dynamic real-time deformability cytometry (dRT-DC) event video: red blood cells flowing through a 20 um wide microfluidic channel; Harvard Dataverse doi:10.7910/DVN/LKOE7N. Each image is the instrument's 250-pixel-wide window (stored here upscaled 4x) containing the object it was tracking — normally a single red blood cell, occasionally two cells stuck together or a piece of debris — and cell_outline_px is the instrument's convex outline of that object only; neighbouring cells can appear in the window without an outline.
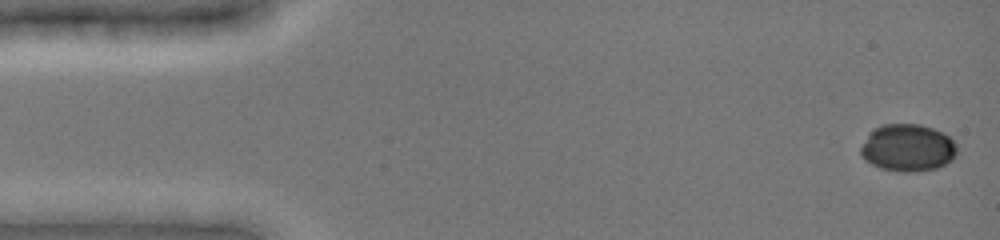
{"species": "common noctule bat (a hibernating species)", "species_latin": "Nyctalus noctula", "temperature_condition": "cold", "stored_images_in_passage": 31, "camera_frame_rate_fps": 3000, "um_per_image_px": 0.085, "animal": {"sex": "female", "body_mass_g": 19.0, "forearm_length_mm": 51.5}, "frame": {"image": 1, "passage_image": 2, "time_ms": 0.333, "image_size_px": [1000, 240], "cell_outline_px": [[956, 156], [952, 160], [936, 168], [912, 172], [904, 172], [880, 168], [864, 160], [860, 156], [860, 148], [868, 132], [884, 124], [920, 124], [944, 132], [956, 144]], "centroid_in_image_um": [77.14, 12.56], "position_along_channel_um": 7.9, "area_um2": 26.65}}
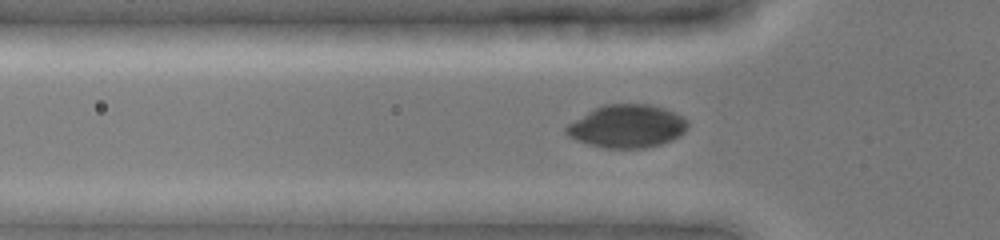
{"frame": {"image": 2, "passage_image": 16, "time_ms": 5.0, "image_size_px": [1000, 240], "cell_outline_px": [[688, 128], [680, 136], [672, 140], [660, 144], [644, 148], [604, 148], [576, 140], [568, 136], [564, 132], [564, 128], [568, 124], [592, 108], [604, 104], [648, 104], [664, 108], [676, 112], [684, 116], [688, 120]], "centroid_in_image_um": [53.31, 10.72], "position_along_channel_um": 72.5, "area_um2": 30.75}}
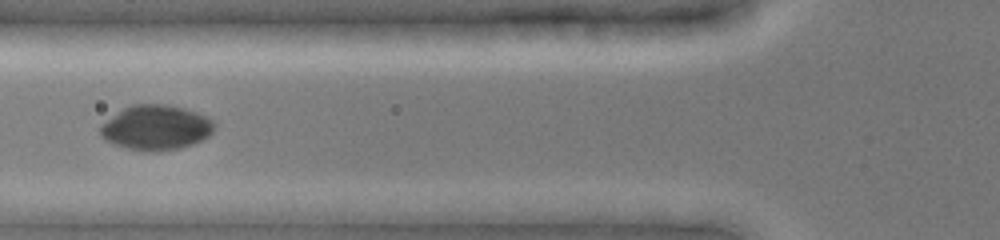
{"frame": {"image": 3, "passage_image": 21, "time_ms": 6.0, "image_size_px": [1000, 240], "cell_outline_px": [[216, 128], [208, 136], [192, 144], [180, 148], [160, 152], [156, 152], [128, 148], [104, 140], [100, 136], [100, 128], [108, 120], [124, 108], [132, 104], [168, 104], [184, 108], [208, 116], [216, 124]], "centroid_in_image_um": [13.31, 10.84], "position_along_channel_um": 112.5, "area_um2": 29.71}}